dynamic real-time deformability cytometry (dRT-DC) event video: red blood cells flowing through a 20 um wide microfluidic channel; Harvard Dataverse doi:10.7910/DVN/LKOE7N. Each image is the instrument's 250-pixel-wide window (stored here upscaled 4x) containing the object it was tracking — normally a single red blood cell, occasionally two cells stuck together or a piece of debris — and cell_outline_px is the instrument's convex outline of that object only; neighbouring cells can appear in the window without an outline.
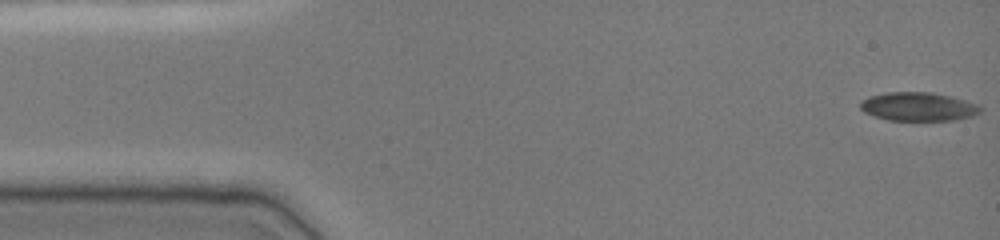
{"species": "common noctule bat (a hibernating species)", "species_latin": "Nyctalus noctula", "temperature_condition": "cold", "stored_images_in_passage": 49, "camera_frame_rate_fps": 3000, "um_per_image_px": 0.085, "animal": {"sex": "female", "body_mass_g": 19.0, "forearm_length_mm": 51.5}, "frame": {"image": 1, "passage_image": 1, "time_ms": 0.0, "image_size_px": [1000, 240], "cell_outline_px": [[980, 112], [968, 116], [952, 120], [888, 120], [864, 112], [860, 108], [860, 100], [868, 96], [884, 92], [932, 92], [952, 96], [976, 104], [980, 108]], "centroid_in_image_um": [77.98, 9.04], "position_along_channel_um": 7.0, "area_um2": 19.88}}
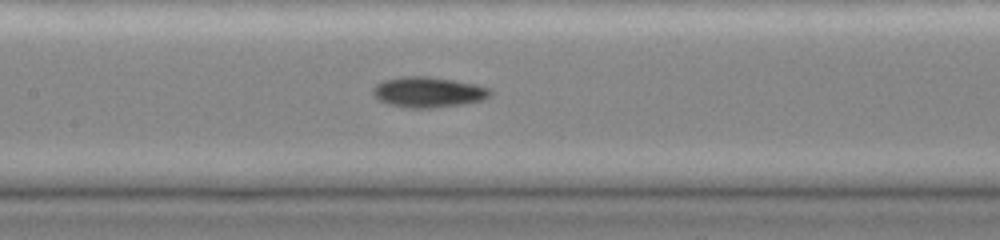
{"frame": {"image": 2, "passage_image": 23, "time_ms": 7.333, "image_size_px": [1000, 240], "cell_outline_px": [[492, 92], [484, 100], [460, 104], [432, 108], [408, 108], [388, 104], [380, 100], [372, 92], [372, 88], [376, 84], [384, 80], [400, 76], [428, 76], [476, 84], [492, 88]], "centroid_in_image_um": [36.4, 7.82], "position_along_channel_um": 171.0, "area_um2": 20.87}}
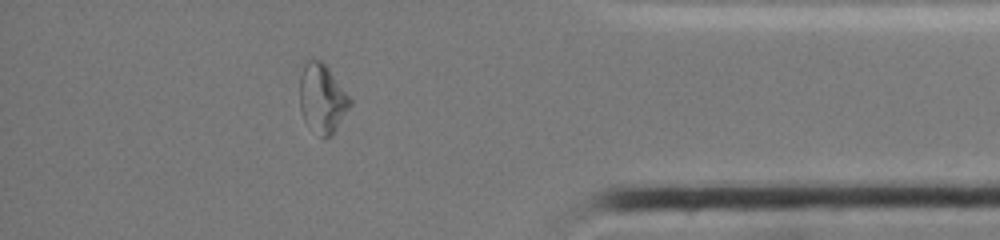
{"frame": {"image": 3, "passage_image": 43, "time_ms": 14.0, "image_size_px": [1000, 240], "cell_outline_px": [[352, 104], [336, 128], [324, 140], [304, 120], [300, 108], [300, 76], [304, 64], [308, 60], [324, 60], [352, 100]], "centroid_in_image_um": [27.39, 8.32], "position_along_channel_um": 407.8, "area_um2": 20.17}, "authors_computed_cell_mechanics": {"area_um2": 20.1144, "velocity_mm_per_s": 3.8215, "shape_relaxation_time_tau1_ms": null, "shape_relaxation_time_tau2_ms": 4.5989, "deformation_change_tau1": null, "deformation_change_tau2": 0.096}}